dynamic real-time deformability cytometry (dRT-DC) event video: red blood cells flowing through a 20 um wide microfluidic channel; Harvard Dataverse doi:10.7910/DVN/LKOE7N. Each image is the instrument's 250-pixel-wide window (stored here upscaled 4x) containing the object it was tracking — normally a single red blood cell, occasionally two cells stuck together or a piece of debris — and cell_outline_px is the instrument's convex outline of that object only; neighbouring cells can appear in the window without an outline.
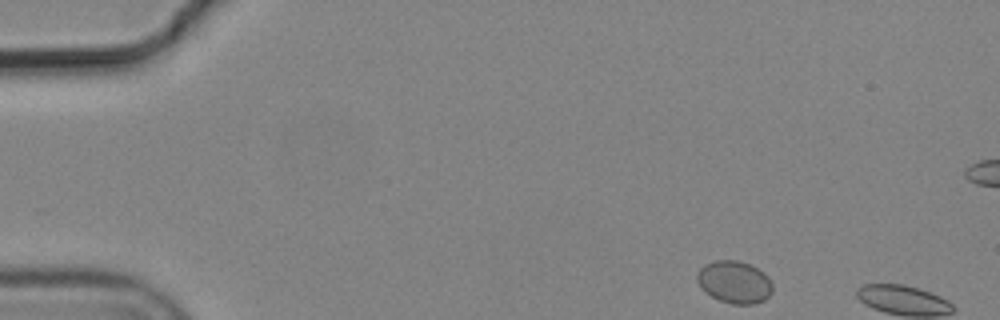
{"species": "common noctule bat (a hibernating species)", "species_latin": "Nyctalus noctula", "temperature_condition": "cold", "stored_images_in_passage": 2, "camera_frame_rate_fps": 3000, "um_per_image_px": 0.085, "animal": {"sex": "male", "body_mass_g": 19.2, "forearm_length_mm": 51.8}, "frame": {"image": 1, "passage_image": 1, "time_ms": 0.0, "image_size_px": [1000, 320], "cell_outline_px": [[772, 292], [764, 300], [752, 304], [732, 304], [720, 300], [704, 292], [696, 280], [696, 272], [704, 264], [716, 260], [736, 260], [752, 264], [764, 272], [768, 276], [772, 284]], "centroid_in_image_um": [62.41, 23.96], "position_along_channel_um": 22.6, "area_um2": 18.84}}